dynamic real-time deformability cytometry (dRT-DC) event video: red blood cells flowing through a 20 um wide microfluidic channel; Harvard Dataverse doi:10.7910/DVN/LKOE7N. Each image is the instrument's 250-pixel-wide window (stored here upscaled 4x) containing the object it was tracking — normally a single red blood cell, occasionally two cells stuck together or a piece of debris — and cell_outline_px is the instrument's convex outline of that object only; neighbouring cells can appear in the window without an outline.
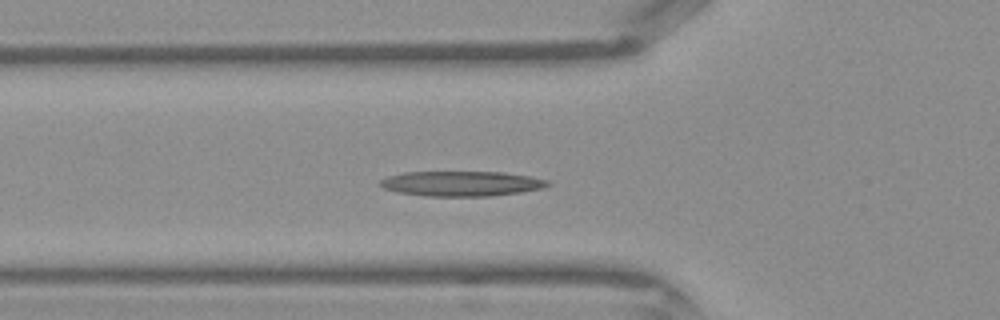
{"species": "Egyptian fruit bat (a non-hibernating species)", "species_latin": "Rousettus aegyptiacus", "temperature_condition": "warm", "stored_images_in_passage": 43, "camera_frame_rate_fps": 3000, "um_per_image_px": 0.085, "frame": {"image": 1, "passage_image": 14, "time_ms": 4.333, "image_size_px": [1000, 320], "cell_outline_px": [[552, 184], [544, 188], [520, 192], [492, 196], [424, 196], [400, 192], [384, 188], [380, 184], [380, 180], [388, 176], [404, 172], [504, 172], [532, 176], [548, 180]], "centroid_in_image_um": [39.29, 15.6], "position_along_channel_um": 86.5, "area_um2": 24.51}}
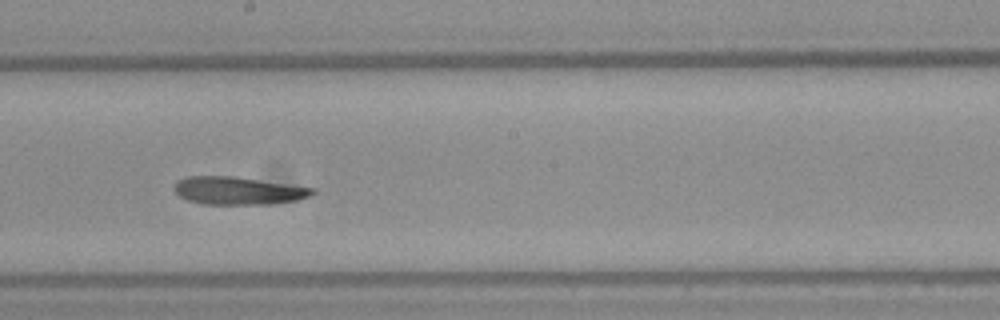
{"frame": {"image": 2, "passage_image": 23, "time_ms": 7.333, "image_size_px": [1000, 320], "cell_outline_px": [[316, 192], [312, 196], [296, 200], [268, 204], [204, 204], [188, 200], [180, 196], [172, 188], [176, 180], [188, 176], [236, 176], [316, 188]], "centroid_in_image_um": [20.25, 16.19], "position_along_channel_um": 227.9, "area_um2": 22.6}}
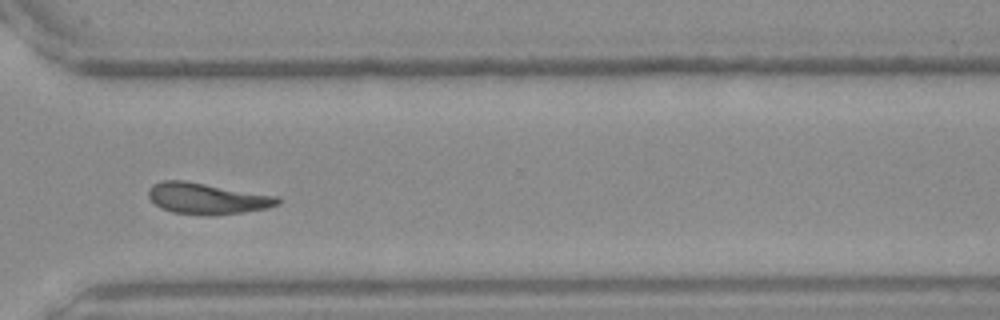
{"frame": {"image": 3, "passage_image": 31, "time_ms": 10.0, "image_size_px": [1000, 320], "cell_outline_px": [[280, 204], [268, 208], [240, 212], [172, 212], [160, 208], [148, 196], [148, 192], [152, 184], [164, 180], [184, 180], [280, 196]], "centroid_in_image_um": [17.62, 16.81], "position_along_channel_um": 353.0, "area_um2": 22.6}}